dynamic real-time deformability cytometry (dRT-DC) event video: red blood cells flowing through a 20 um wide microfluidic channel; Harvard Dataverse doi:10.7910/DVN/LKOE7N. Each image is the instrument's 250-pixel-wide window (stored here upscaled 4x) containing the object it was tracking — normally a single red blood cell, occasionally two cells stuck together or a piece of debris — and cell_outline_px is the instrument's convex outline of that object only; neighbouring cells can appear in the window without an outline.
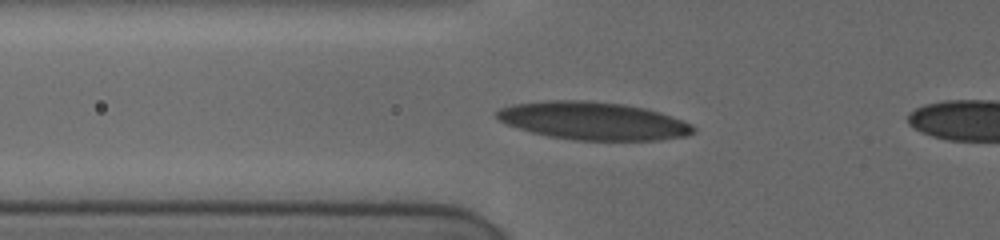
{"species": "human", "species_latin": "Homo sapiens", "temperature_condition": "cold", "stored_images_in_passage": 15, "camera_frame_rate_fps": 3000, "um_per_image_px": 0.085, "donor": {"sex": "female"}, "frame": {"image": 1, "passage_image": 13, "time_ms": 7.333, "image_size_px": [1000, 240], "cell_outline_px": [[696, 132], [684, 136], [660, 140], [572, 140], [548, 136], [532, 132], [508, 124], [500, 120], [496, 116], [496, 112], [500, 108], [512, 104], [544, 100], [584, 100], [624, 104], [644, 108], [660, 112], [692, 124], [696, 128]], "centroid_in_image_um": [50.43, 10.27], "position_along_channel_um": 75.4, "area_um2": 43.35}}